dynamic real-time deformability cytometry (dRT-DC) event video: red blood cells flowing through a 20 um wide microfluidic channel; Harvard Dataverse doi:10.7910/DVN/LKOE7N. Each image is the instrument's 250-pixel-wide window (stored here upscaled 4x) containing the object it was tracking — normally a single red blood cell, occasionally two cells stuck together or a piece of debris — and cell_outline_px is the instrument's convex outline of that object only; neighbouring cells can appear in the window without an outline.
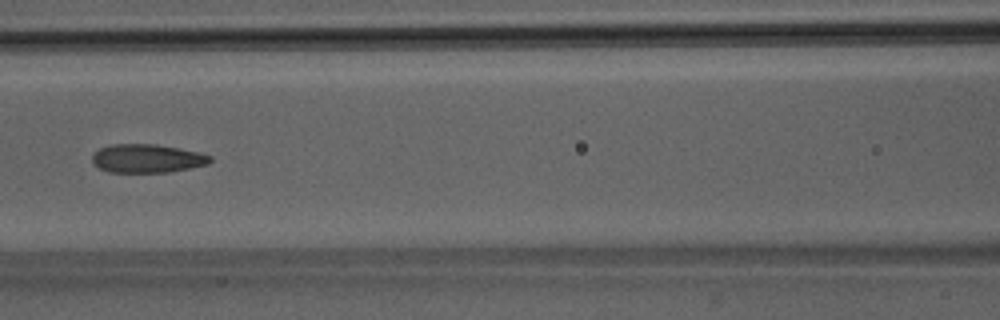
{"species": "Egyptian fruit bat (a non-hibernating species)", "species_latin": "Rousettus aegyptiacus", "temperature_condition": "room temperature", "stored_images_in_passage": 6, "camera_frame_rate_fps": 3000, "um_per_image_px": 0.085, "animal": {"sex": "male"}, "frame": {"image": 1, "passage_image": 6, "time_ms": 5.667, "image_size_px": [1000, 320], "cell_outline_px": [[212, 160], [208, 164], [192, 168], [168, 172], [108, 172], [92, 164], [92, 156], [100, 148], [112, 144], [156, 144], [180, 148], [212, 156]], "centroid_in_image_um": [12.51, 13.47], "position_along_channel_um": 154.1, "area_um2": 19.65}}